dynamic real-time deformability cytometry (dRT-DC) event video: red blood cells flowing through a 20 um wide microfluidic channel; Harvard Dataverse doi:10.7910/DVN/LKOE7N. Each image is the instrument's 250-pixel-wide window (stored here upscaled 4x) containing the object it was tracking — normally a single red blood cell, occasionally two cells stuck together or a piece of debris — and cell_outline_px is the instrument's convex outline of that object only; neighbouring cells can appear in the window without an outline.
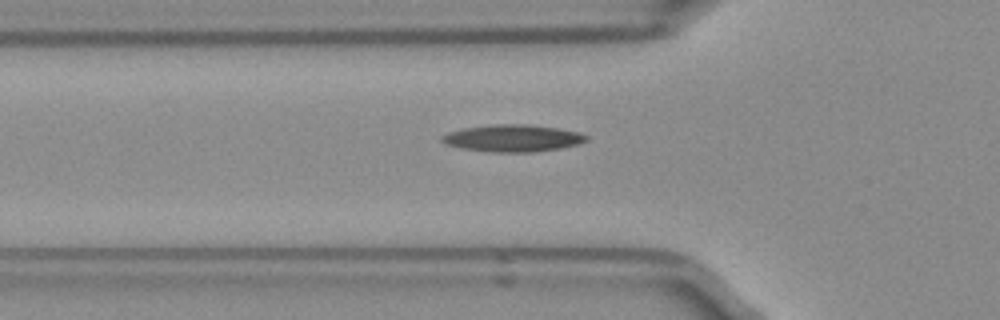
{"species": "Egyptian fruit bat (a non-hibernating species)", "species_latin": "Rousettus aegyptiacus", "temperature_condition": "room temperature", "stored_images_in_passage": 36, "camera_frame_rate_fps": 3000, "um_per_image_px": 0.085, "frame": {"image": 1, "passage_image": 6, "time_ms": 1.667, "image_size_px": [1000, 320], "cell_outline_px": [[588, 140], [580, 144], [560, 148], [532, 152], [492, 152], [460, 148], [444, 144], [440, 140], [440, 136], [448, 132], [464, 128], [492, 124], [528, 124], [556, 128], [580, 132], [588, 136]], "centroid_in_image_um": [43.56, 11.74], "position_along_channel_um": 82.2, "area_um2": 22.95}}
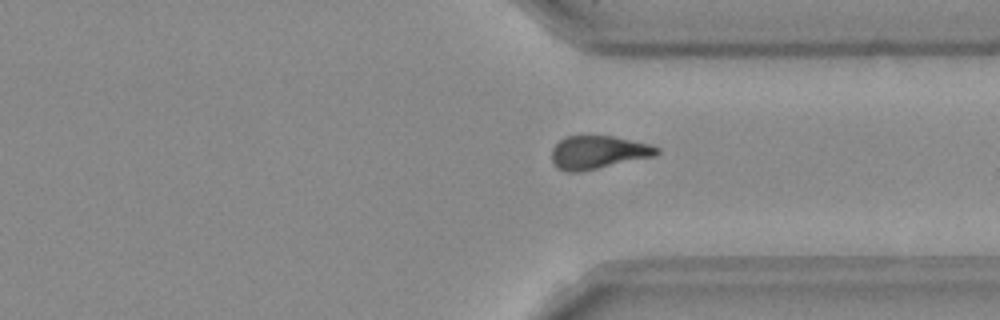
{"frame": {"image": 2, "passage_image": 27, "time_ms": 8.667, "image_size_px": [1000, 320], "cell_outline_px": [[660, 152], [656, 156], [580, 172], [564, 172], [556, 168], [552, 160], [552, 148], [560, 140], [568, 136], [612, 136], [648, 144], [660, 148]], "centroid_in_image_um": [50.83, 12.96], "position_along_channel_um": 360.6, "area_um2": 20.35}}
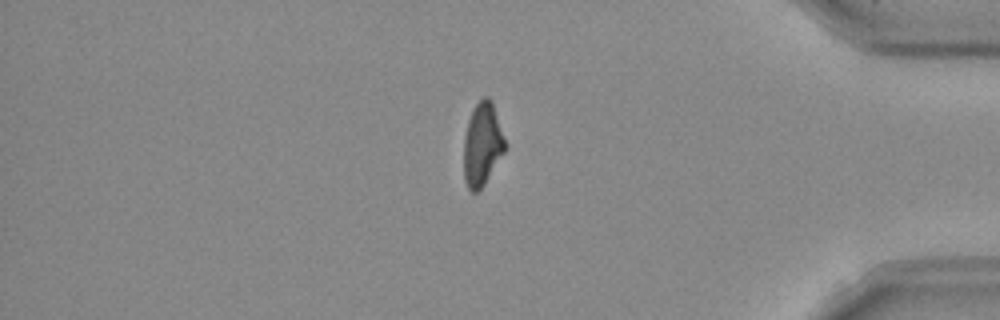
{"frame": {"image": 3, "passage_image": 32, "time_ms": 10.333, "image_size_px": [1000, 320], "cell_outline_px": [[504, 152], [484, 184], [476, 192], [472, 192], [468, 188], [464, 180], [464, 140], [468, 120], [476, 104], [484, 96], [488, 96], [492, 100], [504, 140]], "centroid_in_image_um": [40.97, 12.27], "position_along_channel_um": 394.2, "area_um2": 19.48}, "authors_computed_cell_mechanics": {"area_um2": 20.519, "velocity_mm_per_s": 3.962, "shape_relaxation_time_tau1_ms": null, "shape_relaxation_time_tau2_ms": 10.4672, "deformation_change_tau1": null, "deformation_change_tau2": 0.2441}}